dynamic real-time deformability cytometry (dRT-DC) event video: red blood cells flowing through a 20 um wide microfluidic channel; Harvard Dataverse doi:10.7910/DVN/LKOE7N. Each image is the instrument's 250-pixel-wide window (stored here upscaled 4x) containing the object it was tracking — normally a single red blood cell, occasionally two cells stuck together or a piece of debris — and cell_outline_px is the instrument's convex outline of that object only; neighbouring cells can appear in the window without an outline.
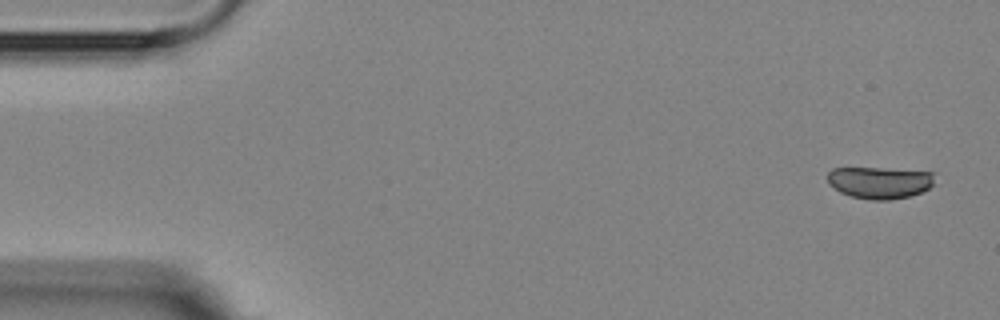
{"species": "Egyptian fruit bat (a non-hibernating species)", "species_latin": "Rousettus aegyptiacus", "temperature_condition": "room temperature", "stored_images_in_passage": 5, "camera_frame_rate_fps": 3000, "um_per_image_px": 0.085, "animal": {"sex": "female"}, "frame": {"image": 1, "passage_image": 1, "time_ms": 0.0, "image_size_px": [1000, 320], "cell_outline_px": [[936, 172], [932, 184], [928, 188], [920, 192], [908, 196], [888, 200], [872, 200], [852, 196], [840, 192], [828, 184], [828, 172], [832, 168], [880, 168]], "centroid_in_image_um": [74.76, 15.5], "position_along_channel_um": 10.2, "area_um2": 19.83}}
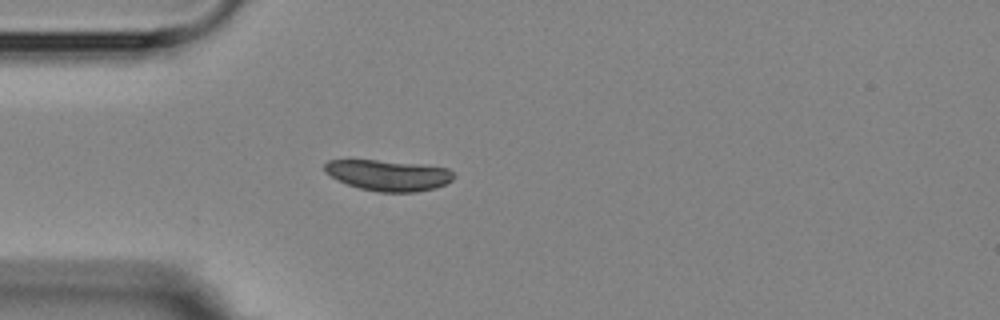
{"frame": {"image": 2, "passage_image": 5, "time_ms": 4.333, "image_size_px": [1000, 320], "cell_outline_px": [[456, 176], [452, 180], [436, 188], [416, 192], [380, 192], [360, 188], [348, 184], [324, 172], [324, 164], [328, 160], [376, 160], [416, 164], [448, 168]], "centroid_in_image_um": [33.02, 14.9], "position_along_channel_um": 52.0, "area_um2": 22.95}}